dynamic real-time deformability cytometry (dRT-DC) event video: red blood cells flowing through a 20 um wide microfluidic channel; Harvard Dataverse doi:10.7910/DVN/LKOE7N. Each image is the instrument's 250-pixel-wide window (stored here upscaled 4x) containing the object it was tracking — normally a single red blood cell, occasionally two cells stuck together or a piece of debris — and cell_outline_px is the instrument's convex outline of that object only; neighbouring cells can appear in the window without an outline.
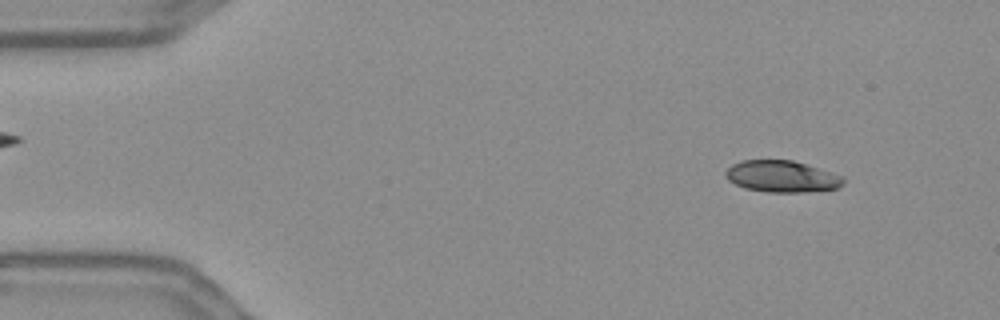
{"species": "Egyptian fruit bat (a non-hibernating species)", "species_latin": "Rousettus aegyptiacus", "temperature_condition": "warm", "stored_images_in_passage": 55, "camera_frame_rate_fps": 3000, "um_per_image_px": 0.085, "frame": {"image": 1, "passage_image": 5, "time_ms": 1.333, "image_size_px": [1000, 320], "cell_outline_px": [[844, 184], [836, 188], [808, 192], [768, 192], [744, 188], [728, 180], [724, 176], [724, 172], [732, 164], [744, 160], [792, 160], [832, 172], [844, 176]], "centroid_in_image_um": [66.45, 15.0], "position_along_channel_um": 18.5, "area_um2": 21.73}}
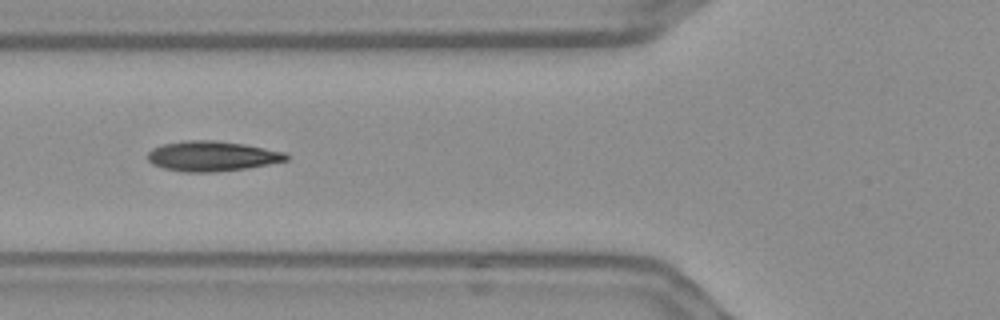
{"frame": {"image": 2, "passage_image": 20, "time_ms": 6.333, "image_size_px": [1000, 320], "cell_outline_px": [[288, 160], [248, 168], [216, 172], [184, 172], [164, 168], [152, 164], [148, 160], [148, 152], [152, 148], [164, 144], [184, 140], [216, 140], [244, 144], [284, 152], [288, 156]], "centroid_in_image_um": [18.0, 13.27], "position_along_channel_um": 107.8, "area_um2": 24.28}}
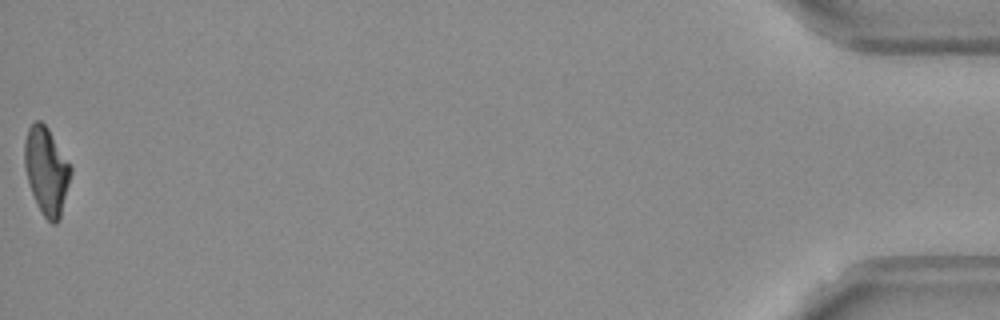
{"frame": {"image": 3, "passage_image": 55, "time_ms": 18.0, "image_size_px": [1000, 320], "cell_outline_px": [[72, 172], [60, 220], [56, 224], [52, 224], [44, 216], [36, 204], [24, 168], [24, 140], [28, 128], [36, 120], [40, 120], [48, 128], [72, 168]], "centroid_in_image_um": [3.95, 14.53], "position_along_channel_um": 431.3, "area_um2": 23.52}, "authors_computed_cell_mechanics": {"area_um2": 23.5246, "velocity_mm_per_s": 3.6243, "shape_relaxation_time_tau1_ms": 8.5321, "shape_relaxation_time_tau2_ms": 1.4024, "deformation_change_tau1": 0.2111, "deformation_change_tau2": 0.0862}}